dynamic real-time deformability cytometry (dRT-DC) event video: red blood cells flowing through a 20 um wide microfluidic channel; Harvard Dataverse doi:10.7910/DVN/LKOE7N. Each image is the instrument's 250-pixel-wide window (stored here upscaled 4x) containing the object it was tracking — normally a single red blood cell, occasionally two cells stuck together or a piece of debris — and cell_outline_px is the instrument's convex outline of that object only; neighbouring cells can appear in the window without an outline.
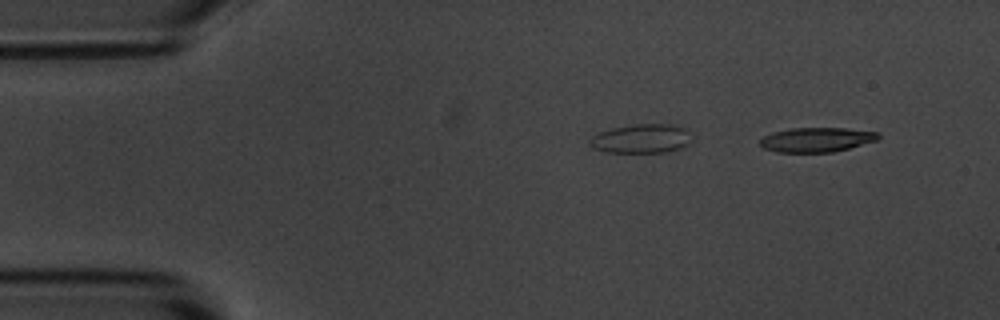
{"species": "common noctule bat (a hibernating species)", "species_latin": "Nyctalus noctula", "temperature_condition": "room temperature", "stored_images_in_passage": 4, "camera_frame_rate_fps": 3000, "um_per_image_px": 0.085, "animal": {"sex": "male", "body_mass_g": 20.1, "forearm_length_mm": 53.5}, "frame": {"image": 1, "passage_image": 1, "time_ms": 0.0, "image_size_px": [1000, 320], "cell_outline_px": [[880, 136], [876, 140], [848, 148], [832, 152], [776, 152], [764, 148], [760, 144], [760, 140], [764, 136], [772, 132], [788, 128], [844, 128], [876, 132]], "centroid_in_image_um": [69.36, 11.87], "position_along_channel_um": 15.6, "area_um2": 16.7}}